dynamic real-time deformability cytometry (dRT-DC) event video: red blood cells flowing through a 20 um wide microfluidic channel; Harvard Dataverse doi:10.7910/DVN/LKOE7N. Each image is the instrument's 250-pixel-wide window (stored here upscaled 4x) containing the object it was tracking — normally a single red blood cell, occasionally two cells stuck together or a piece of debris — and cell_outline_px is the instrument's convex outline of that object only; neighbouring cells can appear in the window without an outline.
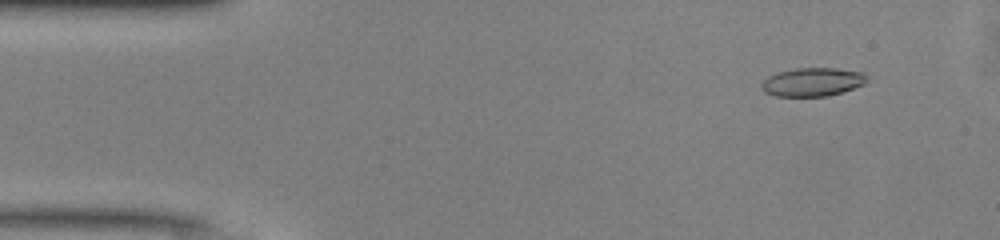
{"species": "common noctule bat (a hibernating species)", "species_latin": "Nyctalus noctula", "temperature_condition": "warm", "stored_images_in_passage": 47, "camera_frame_rate_fps": 3000, "um_per_image_px": 0.085, "animal": {"sex": "male", "body_mass_g": 13.0, "forearm_length_mm": 53.1}, "frame": {"image": 1, "passage_image": 3, "time_ms": 0.667, "image_size_px": [1000, 240], "cell_outline_px": [[864, 84], [828, 96], [776, 96], [764, 92], [760, 88], [760, 84], [768, 76], [780, 72], [796, 68], [836, 68], [864, 72]], "centroid_in_image_um": [69.0, 6.97], "position_along_channel_um": 16.0, "area_um2": 17.28}}
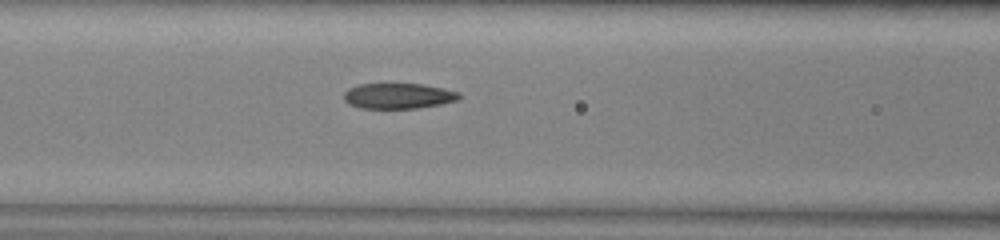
{"frame": {"image": 2, "passage_image": 18, "time_ms": 5.667, "image_size_px": [1000, 240], "cell_outline_px": [[460, 100], [440, 104], [416, 108], [360, 108], [348, 104], [344, 100], [344, 92], [348, 88], [360, 84], [424, 84], [444, 88], [460, 92]], "centroid_in_image_um": [33.87, 8.15], "position_along_channel_um": 132.7, "area_um2": 17.22}}
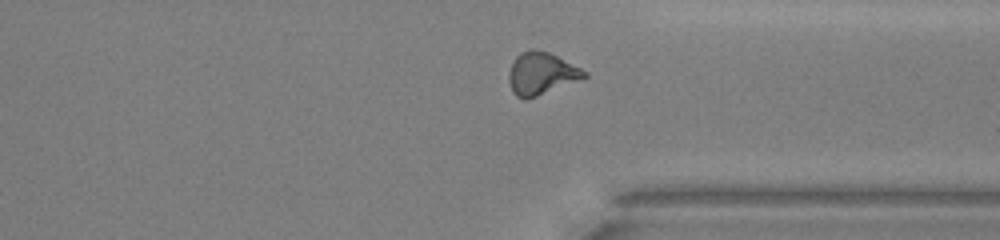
{"frame": {"image": 3, "passage_image": 35, "time_ms": 11.333, "image_size_px": [1000, 240], "cell_outline_px": [[588, 76], [528, 100], [524, 100], [516, 96], [512, 92], [508, 80], [508, 72], [516, 56], [520, 52], [528, 48], [532, 48], [548, 52], [588, 72]], "centroid_in_image_um": [45.96, 6.26], "position_along_channel_um": 365.4, "area_um2": 18.67}, "authors_computed_cell_mechanics": {"area_um2": 18.207, "velocity_mm_per_s": 4.1321, "shape_relaxation_time_tau1_ms": 5.9648, "shape_relaxation_time_tau2_ms": 1.575, "deformation_change_tau1": 0.1813, "deformation_change_tau2": 0.0865}}